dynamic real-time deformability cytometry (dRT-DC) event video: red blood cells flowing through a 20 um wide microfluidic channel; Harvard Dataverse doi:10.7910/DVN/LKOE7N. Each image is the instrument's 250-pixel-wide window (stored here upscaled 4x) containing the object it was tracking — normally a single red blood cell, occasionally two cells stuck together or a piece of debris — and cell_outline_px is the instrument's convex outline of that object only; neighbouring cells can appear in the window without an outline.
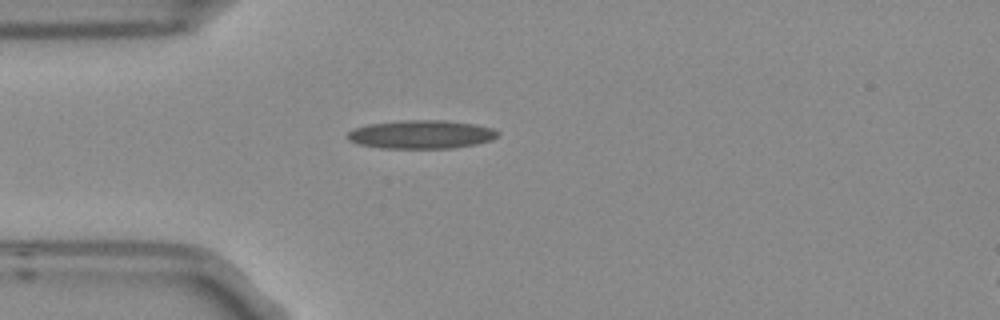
{"species": "Egyptian fruit bat (a non-hibernating species)", "species_latin": "Rousettus aegyptiacus", "temperature_condition": "room temperature", "stored_images_in_passage": 1, "camera_frame_rate_fps": 3000, "um_per_image_px": 0.085, "frame": {"image": 1, "passage_image": 1, "time_ms": 0.0, "image_size_px": [1000, 320], "cell_outline_px": [[500, 132], [492, 140], [476, 144], [452, 148], [380, 148], [360, 144], [348, 140], [348, 132], [356, 128], [368, 124], [404, 120], [444, 120], [476, 124], [492, 128]], "centroid_in_image_um": [35.83, 11.42], "position_along_channel_um": 49.2, "area_um2": 24.85}}